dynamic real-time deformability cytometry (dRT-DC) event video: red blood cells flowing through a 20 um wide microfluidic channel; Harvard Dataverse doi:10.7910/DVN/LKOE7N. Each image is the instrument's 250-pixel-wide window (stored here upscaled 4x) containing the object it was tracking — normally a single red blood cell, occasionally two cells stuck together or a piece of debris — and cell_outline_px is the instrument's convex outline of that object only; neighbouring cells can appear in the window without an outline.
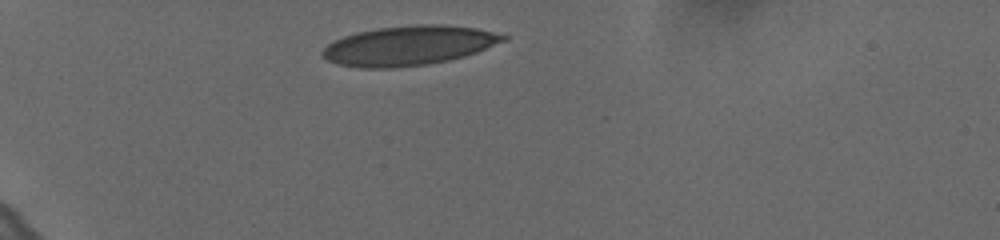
{"species": "human", "species_latin": "Homo sapiens", "temperature_condition": "cold", "stored_images_in_passage": 34, "camera_frame_rate_fps": 3000, "um_per_image_px": 0.085, "donor": {"sex": "female"}, "frame": {"image": 1, "passage_image": 1, "time_ms": 0.0, "image_size_px": [1000, 240], "cell_outline_px": [[508, 40], [476, 52], [464, 56], [448, 60], [428, 64], [392, 68], [360, 68], [336, 64], [328, 60], [320, 52], [328, 44], [344, 36], [356, 32], [376, 28], [416, 24], [440, 24], [476, 28], [508, 36]], "centroid_in_image_um": [34.74, 3.87], "position_along_channel_um": 50.3, "area_um2": 41.62}}
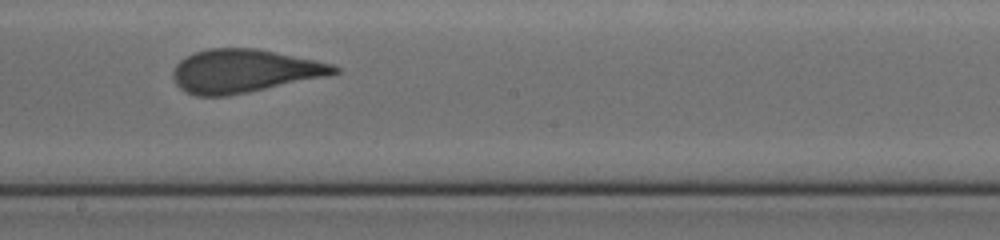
{"frame": {"image": 2, "passage_image": 19, "time_ms": 6.0, "image_size_px": [1000, 240], "cell_outline_px": [[340, 72], [332, 76], [228, 96], [196, 96], [180, 88], [176, 84], [172, 76], [172, 68], [184, 56], [208, 48], [256, 48], [316, 60], [332, 64], [340, 68]], "centroid_in_image_um": [20.77, 6.04], "position_along_channel_um": 227.4, "area_um2": 41.1}}
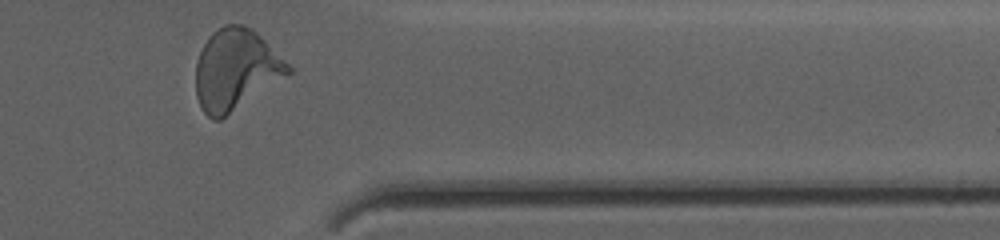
{"frame": {"image": 3, "passage_image": 33, "time_ms": 10.667, "image_size_px": [1000, 240], "cell_outline_px": [[292, 72], [220, 120], [212, 120], [200, 108], [196, 96], [196, 60], [208, 36], [212, 32], [224, 24], [240, 24], [252, 28], [292, 68]], "centroid_in_image_um": [19.99, 5.92], "position_along_channel_um": 391.4, "area_um2": 43.23}, "authors_computed_cell_mechanics": {"area_um2": 41.2114, "velocity_mm_per_s": 3.6216, "shape_relaxation_time_tau1_ms": 5.0587, "shape_relaxation_time_tau2_ms": 0.8952, "deformation_change_tau1": 0.1901, "deformation_change_tau2": 0.0797}}